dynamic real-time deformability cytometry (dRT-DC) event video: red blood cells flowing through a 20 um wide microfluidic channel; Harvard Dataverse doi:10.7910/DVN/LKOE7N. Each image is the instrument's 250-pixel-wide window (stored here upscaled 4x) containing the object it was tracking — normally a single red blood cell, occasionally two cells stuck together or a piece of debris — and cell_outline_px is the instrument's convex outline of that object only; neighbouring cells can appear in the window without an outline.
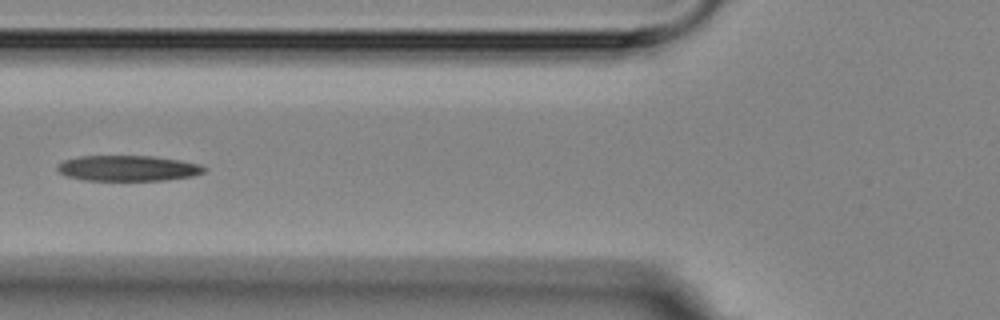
{"species": "Egyptian fruit bat (a non-hibernating species)", "species_latin": "Rousettus aegyptiacus", "temperature_condition": "room temperature", "stored_images_in_passage": 8, "camera_frame_rate_fps": 3000, "um_per_image_px": 0.085, "animal": {"sex": "female"}, "frame": {"image": 1, "passage_image": 5, "time_ms": 5.667, "image_size_px": [1000, 320], "cell_outline_px": [[208, 168], [204, 172], [192, 176], [164, 180], [84, 180], [68, 176], [60, 172], [56, 168], [56, 164], [64, 160], [80, 156], [152, 156], [180, 160], [200, 164]], "centroid_in_image_um": [10.88, 14.29], "position_along_channel_um": 114.9, "area_um2": 21.85}}
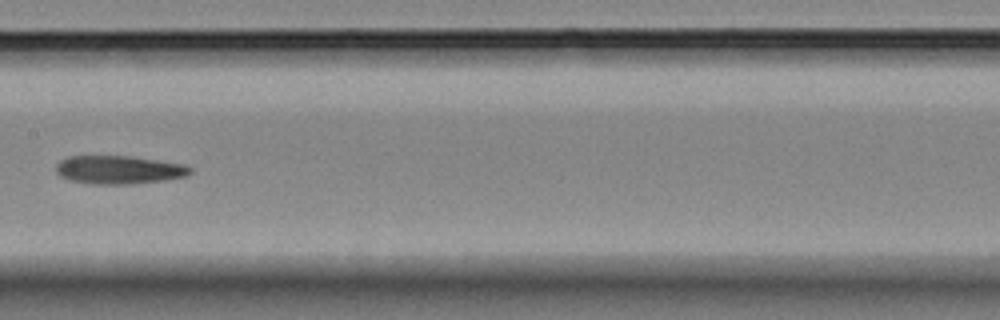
{"frame": {"image": 2, "passage_image": 7, "time_ms": 8.0, "image_size_px": [1000, 320], "cell_outline_px": [[192, 172], [188, 176], [164, 180], [132, 184], [96, 184], [68, 180], [60, 176], [56, 172], [56, 164], [60, 160], [68, 156], [132, 156], [184, 164], [192, 168]], "centroid_in_image_um": [10.11, 14.43], "position_along_channel_um": 197.3, "area_um2": 22.31}}
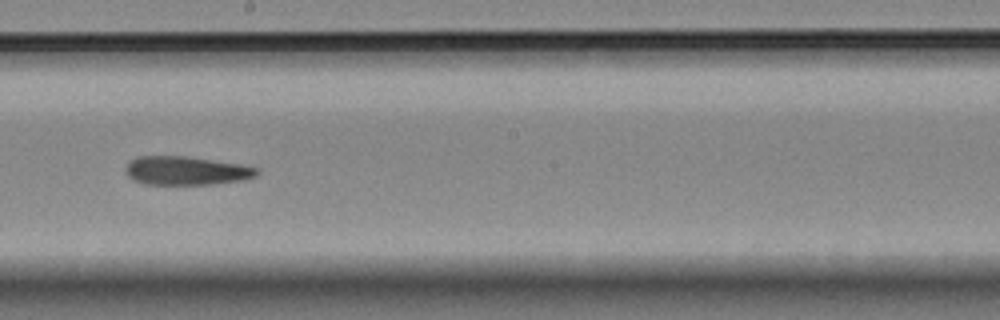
{"frame": {"image": 3, "passage_image": 8, "time_ms": 9.0, "image_size_px": [1000, 320], "cell_outline_px": [[260, 172], [256, 176], [244, 180], [212, 184], [144, 184], [132, 180], [128, 176], [124, 168], [136, 156], [184, 156], [240, 164], [256, 168]], "centroid_in_image_um": [15.81, 14.51], "position_along_channel_um": 232.4, "area_um2": 21.85}}